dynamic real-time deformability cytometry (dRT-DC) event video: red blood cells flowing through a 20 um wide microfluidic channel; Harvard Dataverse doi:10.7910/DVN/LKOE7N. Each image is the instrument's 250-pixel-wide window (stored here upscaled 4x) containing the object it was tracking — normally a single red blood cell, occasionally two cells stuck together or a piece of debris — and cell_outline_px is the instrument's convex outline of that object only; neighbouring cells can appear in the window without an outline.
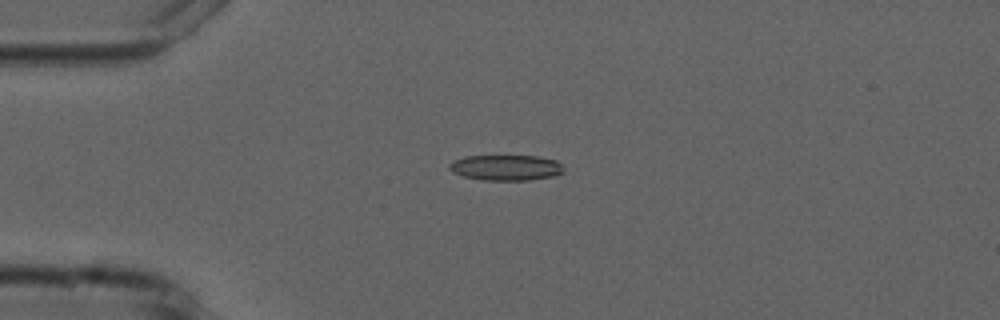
{"species": "common noctule bat (a hibernating species)", "species_latin": "Nyctalus noctula", "temperature_condition": "cold", "stored_images_in_passage": 4, "camera_frame_rate_fps": 3000, "um_per_image_px": 0.085, "animal": {"sex": "male", "forearm_length_mm": 52.5}, "frame": {"image": 1, "passage_image": 3, "time_ms": 3.333, "image_size_px": [1000, 320], "cell_outline_px": [[564, 172], [556, 176], [528, 180], [484, 180], [464, 176], [452, 172], [448, 168], [448, 164], [464, 156], [536, 156], [556, 160], [564, 168]], "centroid_in_image_um": [43.02, 14.25], "position_along_channel_um": 42.0, "area_um2": 17.05}}